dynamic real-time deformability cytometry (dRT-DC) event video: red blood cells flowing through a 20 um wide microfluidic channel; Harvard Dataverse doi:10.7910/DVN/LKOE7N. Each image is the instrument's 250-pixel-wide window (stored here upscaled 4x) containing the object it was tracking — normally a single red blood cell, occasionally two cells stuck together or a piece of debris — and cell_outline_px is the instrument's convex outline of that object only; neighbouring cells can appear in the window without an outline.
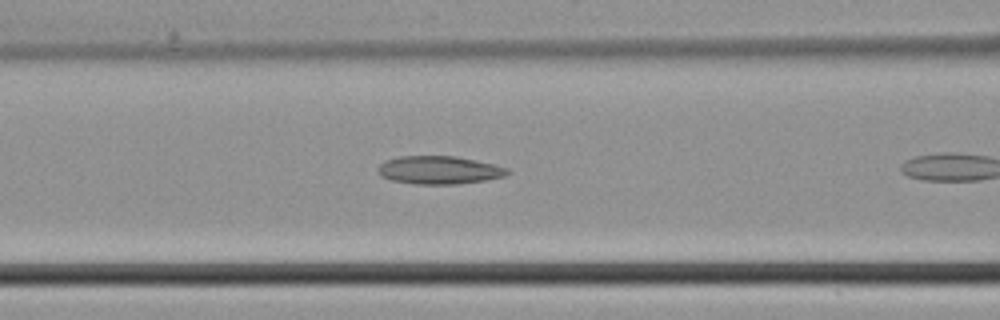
{"species": "common noctule bat (a hibernating species)", "species_latin": "Nyctalus noctula", "temperature_condition": "cold", "stored_images_in_passage": 8, "camera_frame_rate_fps": 3000, "um_per_image_px": 0.085, "animal": {"sex": "male", "body_mass_g": 21.5, "forearm_length_mm": 52.0}, "frame": {"image": 1, "passage_image": 7, "time_ms": 2.0, "image_size_px": [1000, 320], "cell_outline_px": [[512, 172], [504, 176], [484, 180], [456, 184], [416, 184], [392, 180], [380, 176], [376, 168], [384, 160], [400, 156], [456, 156], [496, 164], [508, 168]], "centroid_in_image_um": [37.32, 14.44], "position_along_channel_um": 129.3, "area_um2": 21.33}}